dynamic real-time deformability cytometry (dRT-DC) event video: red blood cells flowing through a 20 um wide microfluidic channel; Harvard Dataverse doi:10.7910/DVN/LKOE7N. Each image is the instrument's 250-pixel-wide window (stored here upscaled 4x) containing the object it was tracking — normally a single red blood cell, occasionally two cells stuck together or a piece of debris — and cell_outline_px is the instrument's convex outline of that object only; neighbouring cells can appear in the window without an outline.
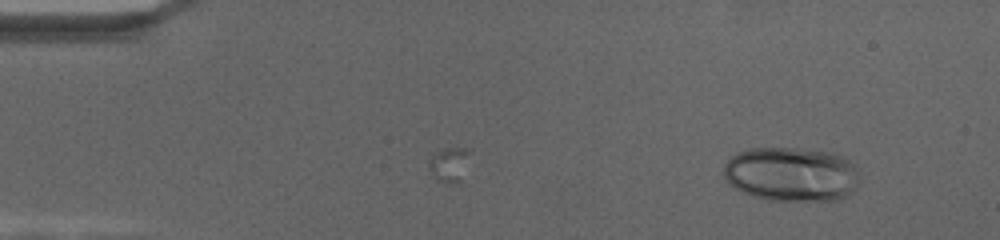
{"species": "human", "species_latin": "Homo sapiens", "temperature_condition": "cold", "stored_images_in_passage": 53, "camera_frame_rate_fps": 3000, "um_per_image_px": 0.085, "donor": {"sex": "female"}, "frame": {"image": 1, "passage_image": 1, "time_ms": 0.0, "image_size_px": [1000, 240], "cell_outline_px": [[860, 172], [856, 188], [852, 192], [836, 200], [768, 200], [752, 196], [728, 184], [724, 176], [724, 164], [736, 152], [748, 148], [800, 148], [824, 152], [840, 156], [856, 164]], "centroid_in_image_um": [67.26, 14.8], "position_along_channel_um": 17.7, "area_um2": 43.18}}
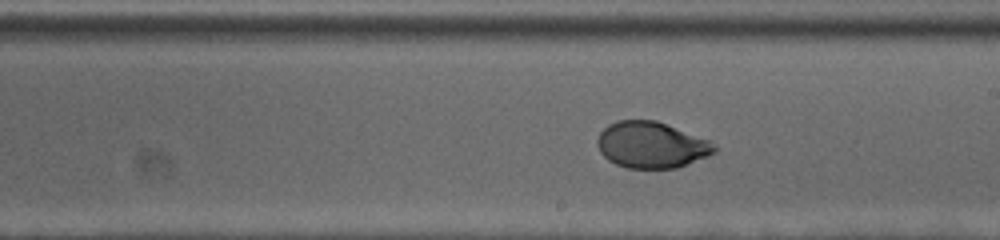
{"frame": {"image": 2, "passage_image": 34, "time_ms": 11.0, "image_size_px": [1000, 240], "cell_outline_px": [[720, 148], [716, 152], [708, 156], [688, 164], [676, 168], [628, 168], [616, 164], [608, 160], [600, 152], [596, 144], [596, 140], [600, 132], [608, 124], [616, 120], [656, 120], [712, 140]], "centroid_in_image_um": [55.41, 12.31], "position_along_channel_um": 233.6, "area_um2": 32.08}}
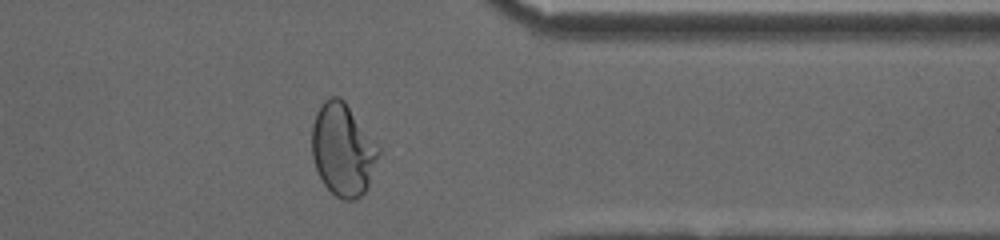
{"frame": {"image": 3, "passage_image": 50, "time_ms": 16.333, "image_size_px": [1000, 240], "cell_outline_px": [[380, 152], [368, 188], [356, 200], [344, 200], [336, 196], [324, 184], [316, 168], [312, 156], [312, 124], [316, 112], [320, 104], [324, 100], [332, 96], [340, 96], [344, 100], [380, 148]], "centroid_in_image_um": [29.14, 12.72], "position_along_channel_um": 382.3, "area_um2": 35.89}}